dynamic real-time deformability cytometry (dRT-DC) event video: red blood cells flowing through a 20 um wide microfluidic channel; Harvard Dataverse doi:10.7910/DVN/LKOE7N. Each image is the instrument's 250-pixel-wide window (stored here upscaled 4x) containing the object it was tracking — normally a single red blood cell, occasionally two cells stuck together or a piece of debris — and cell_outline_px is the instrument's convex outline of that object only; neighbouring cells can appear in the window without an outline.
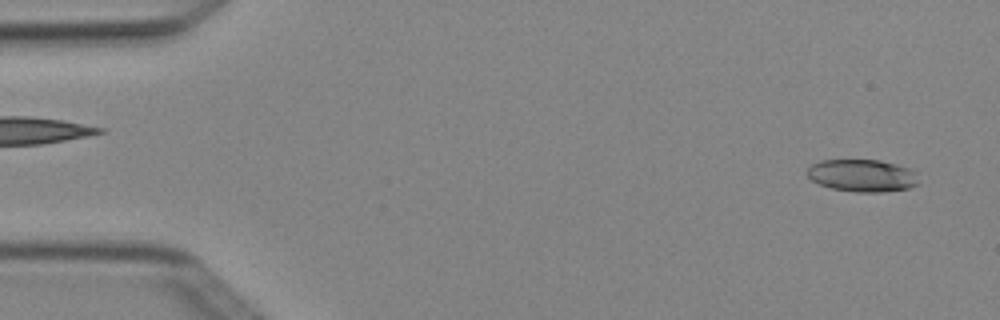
{"species": "Egyptian fruit bat (a non-hibernating species)", "species_latin": "Rousettus aegyptiacus", "temperature_condition": "cold", "stored_images_in_passage": 5, "segment_of_instrument_passage": [2, 2], "camera_frame_rate_fps": 3000, "um_per_image_px": 0.085, "animal": {"sex": "female"}, "frame": {"image": 1, "passage_image": 5, "time_ms": 1.333, "image_size_px": [1000, 320], "cell_outline_px": [[920, 184], [908, 188], [880, 192], [856, 192], [832, 188], [820, 184], [812, 180], [808, 176], [808, 168], [812, 164], [820, 160], [880, 160], [896, 164], [908, 168], [916, 172]], "centroid_in_image_um": [73.32, 14.92], "position_along_channel_um": 11.7, "area_um2": 20.98}}